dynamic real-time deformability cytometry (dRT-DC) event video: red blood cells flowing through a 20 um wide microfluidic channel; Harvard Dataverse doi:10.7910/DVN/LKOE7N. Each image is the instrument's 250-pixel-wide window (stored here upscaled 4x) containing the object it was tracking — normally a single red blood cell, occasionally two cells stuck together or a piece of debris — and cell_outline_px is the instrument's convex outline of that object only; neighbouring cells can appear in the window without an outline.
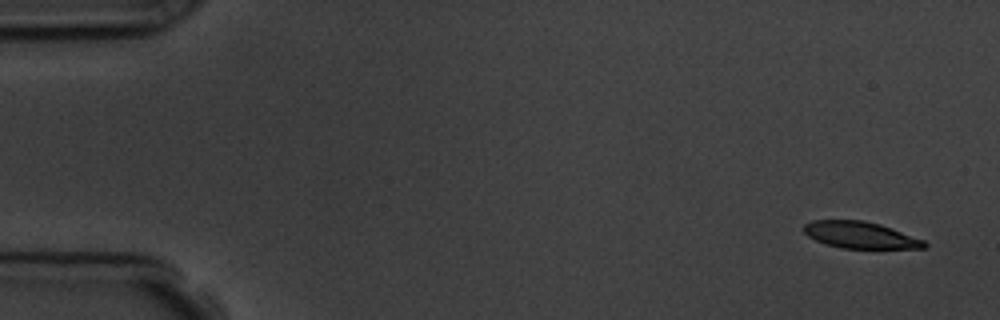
{"species": "common noctule bat (a hibernating species)", "species_latin": "Nyctalus noctula", "temperature_condition": "room temperature", "stored_images_in_passage": 4, "camera_frame_rate_fps": 3000, "um_per_image_px": 0.085, "animal": {"sex": "male", "body_mass_g": 19.5, "forearm_length_mm": 54.6}, "frame": {"image": 1, "passage_image": 1, "time_ms": 0.0, "image_size_px": [1000, 320], "cell_outline_px": [[928, 248], [840, 248], [824, 244], [808, 236], [804, 232], [804, 224], [812, 220], [864, 220], [880, 224], [892, 228], [924, 240], [928, 244]], "centroid_in_image_um": [73.13, 19.97], "position_along_channel_um": 11.9, "area_um2": 18.79}}
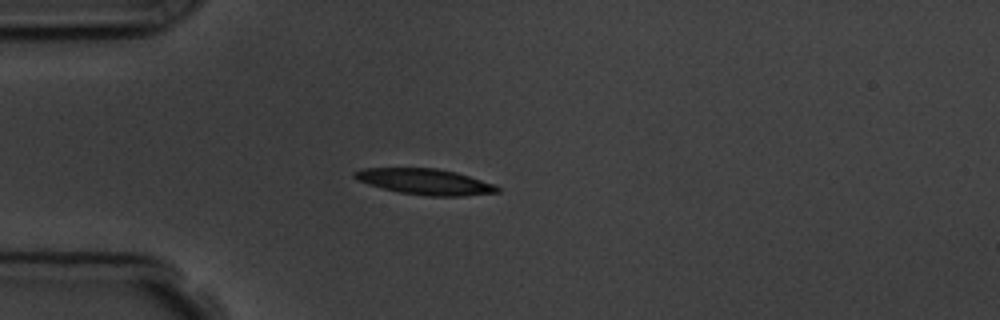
{"frame": {"image": 2, "passage_image": 4, "time_ms": 4.0, "image_size_px": [1000, 320], "cell_outline_px": [[500, 192], [464, 196], [428, 196], [400, 192], [368, 184], [352, 176], [352, 172], [364, 168], [436, 168], [456, 172], [496, 184], [500, 188]], "centroid_in_image_um": [36.18, 15.44], "position_along_channel_um": 48.8, "area_um2": 21.44}}